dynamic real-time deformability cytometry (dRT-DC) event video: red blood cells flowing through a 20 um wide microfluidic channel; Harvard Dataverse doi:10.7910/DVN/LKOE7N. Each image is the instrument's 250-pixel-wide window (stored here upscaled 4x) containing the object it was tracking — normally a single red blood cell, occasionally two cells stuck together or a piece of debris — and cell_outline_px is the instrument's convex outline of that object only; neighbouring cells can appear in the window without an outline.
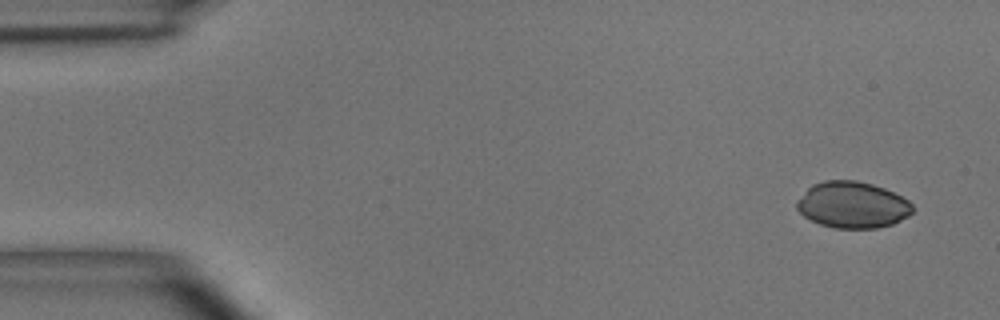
{"species": "common noctule bat (a hibernating species)", "species_latin": "Nyctalus noctula", "temperature_condition": "room temperature", "stored_images_in_passage": 4, "camera_frame_rate_fps": 3000, "um_per_image_px": 0.085, "animal": {"sex": "male", "body_mass_g": 15.6}, "frame": {"image": 1, "passage_image": 1, "time_ms": 0.0, "image_size_px": [1000, 320], "cell_outline_px": [[912, 212], [908, 216], [892, 224], [876, 228], [836, 228], [820, 224], [804, 216], [796, 208], [796, 200], [812, 184], [824, 180], [856, 180], [872, 184], [884, 188], [908, 200], [912, 204]], "centroid_in_image_um": [72.44, 17.41], "position_along_channel_um": 12.6, "area_um2": 31.21}}